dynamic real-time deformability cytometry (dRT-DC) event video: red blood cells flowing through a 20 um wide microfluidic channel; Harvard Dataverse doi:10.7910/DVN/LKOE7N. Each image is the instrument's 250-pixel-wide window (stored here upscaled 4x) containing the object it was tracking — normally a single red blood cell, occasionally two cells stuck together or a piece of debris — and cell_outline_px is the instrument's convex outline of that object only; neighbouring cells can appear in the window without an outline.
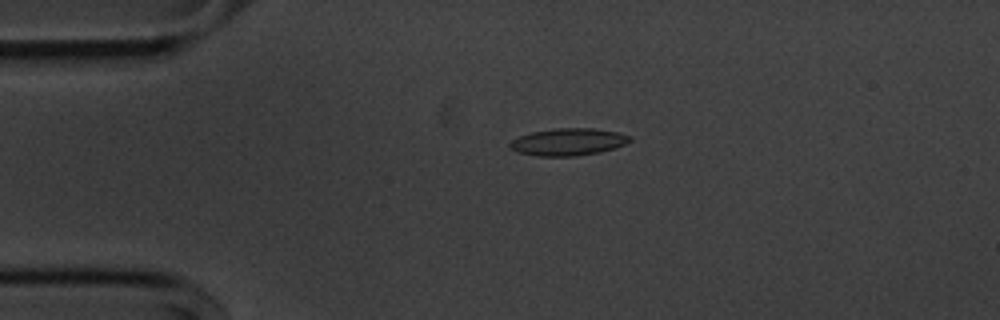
{"species": "common noctule bat (a hibernating species)", "species_latin": "Nyctalus noctula", "temperature_condition": "cold", "stored_images_in_passage": 43, "camera_frame_rate_fps": 3000, "um_per_image_px": 0.085, "animal": {"sex": "male", "body_mass_g": 20.1, "forearm_length_mm": 53.5}, "frame": {"image": 1, "passage_image": 6, "time_ms": 1.667, "image_size_px": [1000, 320], "cell_outline_px": [[632, 140], [624, 144], [600, 152], [576, 156], [540, 156], [516, 152], [508, 144], [512, 140], [520, 136], [532, 132], [552, 128], [592, 128], [616, 132], [632, 136]], "centroid_in_image_um": [48.29, 12.06], "position_along_channel_um": 36.7, "area_um2": 18.9}}
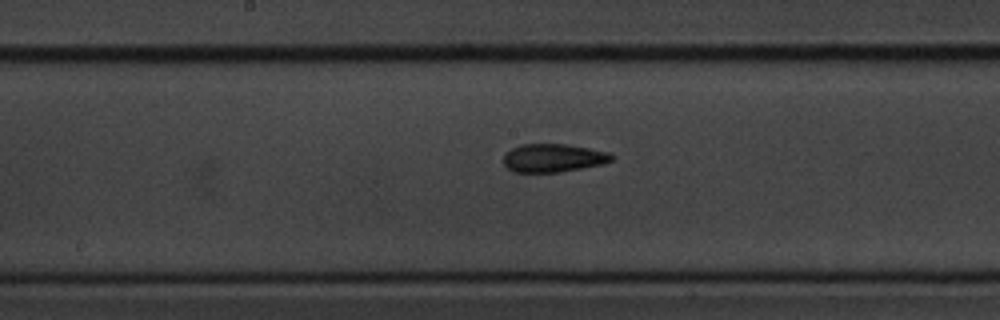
{"frame": {"image": 2, "passage_image": 22, "time_ms": 7.0, "image_size_px": [1000, 320], "cell_outline_px": [[612, 160], [604, 164], [556, 172], [512, 172], [504, 164], [504, 156], [512, 148], [520, 144], [568, 144], [612, 152]], "centroid_in_image_um": [47.05, 13.41], "position_along_channel_um": 201.2, "area_um2": 17.8}}
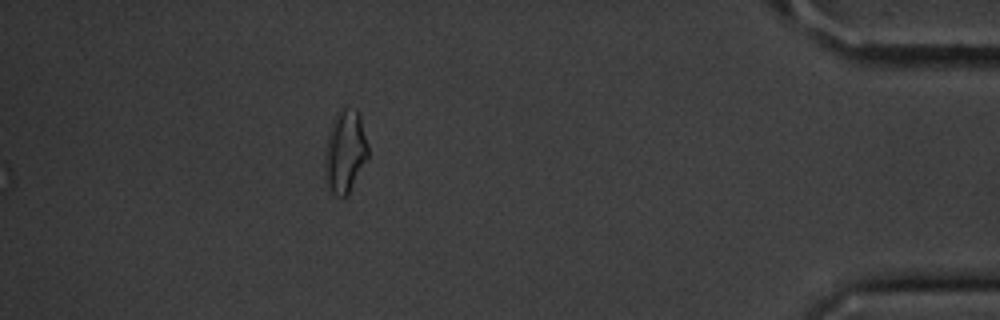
{"frame": {"image": 3, "passage_image": 43, "time_ms": 14.0, "image_size_px": [1000, 320], "cell_outline_px": [[368, 156], [348, 192], [344, 196], [336, 196], [332, 192], [324, 176], [324, 160], [328, 132], [332, 120], [340, 108], [344, 104], [356, 108], [360, 112], [368, 144]], "centroid_in_image_um": [29.33, 12.76], "position_along_channel_um": 405.9, "area_um2": 21.04}, "authors_computed_cell_mechanics": {"area_um2": 17.6868, "velocity_mm_per_s": 3.6358, "shape_relaxation_time_tau1_ms": 3.6514, "shape_relaxation_time_tau2_ms": 2.5186, "deformation_change_tau1": 0.1142, "deformation_change_tau2": 0.0957}}